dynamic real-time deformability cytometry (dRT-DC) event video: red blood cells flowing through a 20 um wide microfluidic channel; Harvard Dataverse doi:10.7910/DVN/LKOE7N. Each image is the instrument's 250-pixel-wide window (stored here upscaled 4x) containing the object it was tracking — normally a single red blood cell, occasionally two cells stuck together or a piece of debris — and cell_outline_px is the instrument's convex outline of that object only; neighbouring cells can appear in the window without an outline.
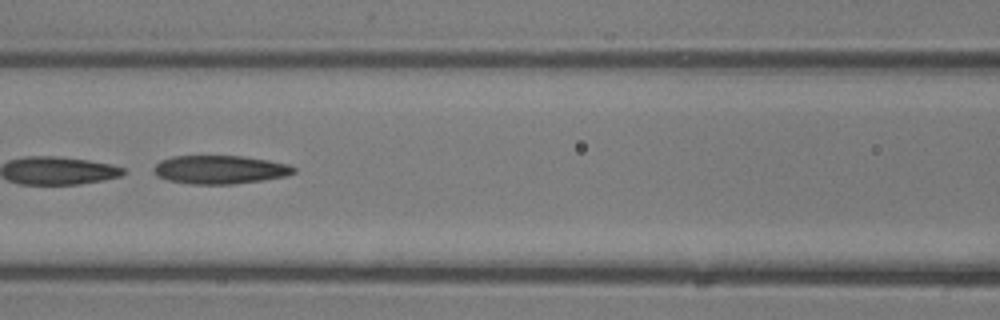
{"species": "common noctule bat (a hibernating species)", "species_latin": "Nyctalus noctula", "temperature_condition": "room temperature", "stored_images_in_passage": 27, "camera_frame_rate_fps": 3000, "um_per_image_px": 0.085, "animal": {"sex": "male", "body_mass_g": 13.3}, "frame": {"image": 1, "passage_image": 8, "time_ms": 2.333, "image_size_px": [1000, 320], "cell_outline_px": [[296, 172], [284, 176], [264, 180], [232, 184], [192, 184], [168, 180], [156, 176], [152, 172], [152, 168], [160, 160], [172, 156], [244, 156], [268, 160], [288, 164], [296, 168]], "centroid_in_image_um": [18.66, 14.41], "position_along_channel_um": 147.9, "area_um2": 23.35}}